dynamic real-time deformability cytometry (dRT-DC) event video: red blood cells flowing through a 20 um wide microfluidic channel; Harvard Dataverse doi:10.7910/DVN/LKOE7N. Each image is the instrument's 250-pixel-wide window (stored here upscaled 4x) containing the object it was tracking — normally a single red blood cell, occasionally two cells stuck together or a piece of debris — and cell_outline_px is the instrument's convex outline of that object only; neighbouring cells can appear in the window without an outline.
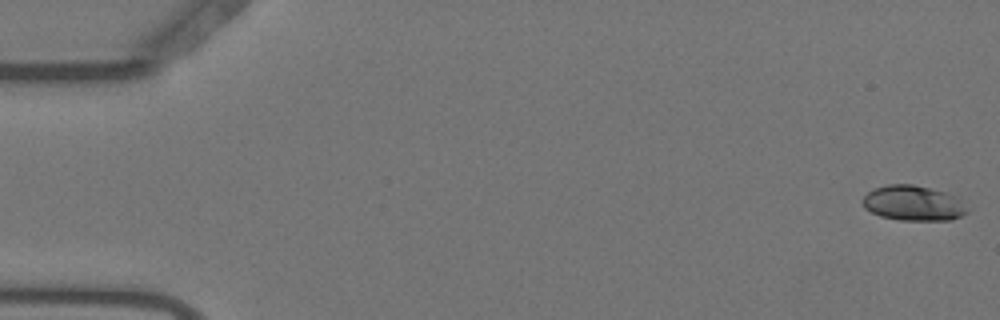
{"species": "Egyptian fruit bat (a non-hibernating species)", "species_latin": "Rousettus aegyptiacus", "temperature_condition": "warm", "stored_images_in_passage": 55, "camera_frame_rate_fps": 3000, "um_per_image_px": 0.085, "animal": {"sex": "female"}, "frame": {"image": 1, "passage_image": 1, "time_ms": 0.0, "image_size_px": [1000, 320], "cell_outline_px": [[968, 212], [952, 220], [900, 220], [880, 216], [864, 208], [860, 200], [868, 192], [876, 188], [888, 184], [912, 184], [960, 196], [968, 208]], "centroid_in_image_um": [77.65, 17.27], "position_along_channel_um": 7.3, "area_um2": 21.62}}
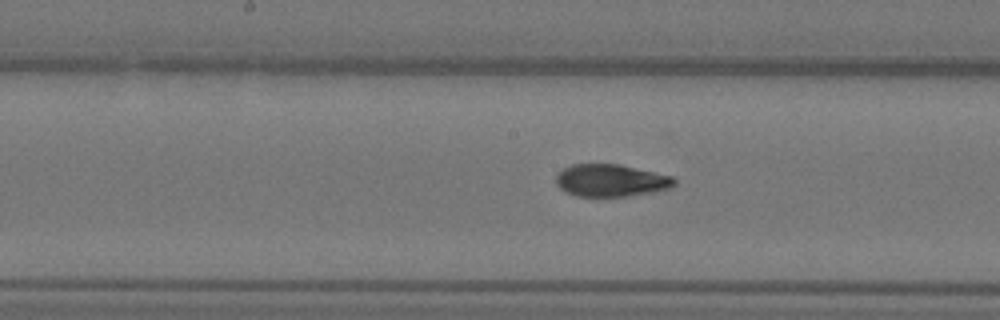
{"frame": {"image": 2, "passage_image": 28, "time_ms": 9.0, "image_size_px": [1000, 320], "cell_outline_px": [[676, 184], [672, 188], [652, 192], [628, 196], [576, 196], [564, 192], [556, 184], [556, 176], [564, 168], [572, 164], [620, 164], [672, 176], [676, 180]], "centroid_in_image_um": [51.94, 15.34], "position_along_channel_um": 196.3, "area_um2": 22.37}}
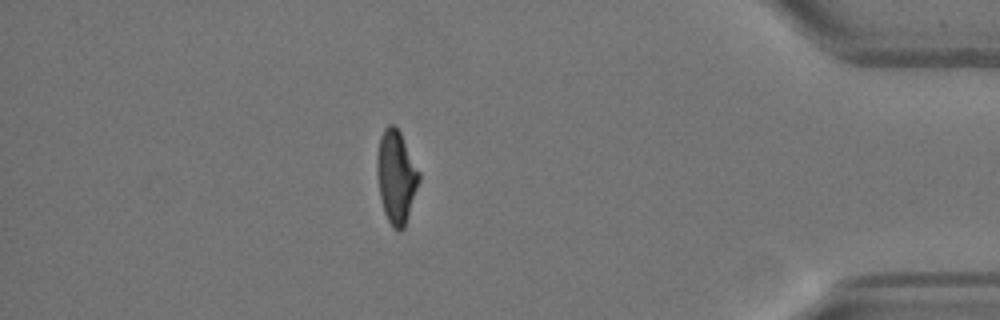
{"frame": {"image": 3, "passage_image": 48, "time_ms": 15.667, "image_size_px": [1000, 320], "cell_outline_px": [[420, 180], [404, 228], [400, 232], [392, 228], [384, 212], [380, 196], [376, 168], [376, 160], [380, 136], [384, 128], [388, 124], [392, 124], [400, 132], [420, 172]], "centroid_in_image_um": [33.67, 15.03], "position_along_channel_um": 401.5, "area_um2": 22.72}, "authors_computed_cell_mechanics": {"area_um2": 22.6576, "velocity_mm_per_s": 3.6983, "shape_relaxation_time_tau1_ms": 5.3342, "shape_relaxation_time_tau2_ms": 1.2237, "deformation_change_tau1": 0.192, "deformation_change_tau2": 0.0546}}